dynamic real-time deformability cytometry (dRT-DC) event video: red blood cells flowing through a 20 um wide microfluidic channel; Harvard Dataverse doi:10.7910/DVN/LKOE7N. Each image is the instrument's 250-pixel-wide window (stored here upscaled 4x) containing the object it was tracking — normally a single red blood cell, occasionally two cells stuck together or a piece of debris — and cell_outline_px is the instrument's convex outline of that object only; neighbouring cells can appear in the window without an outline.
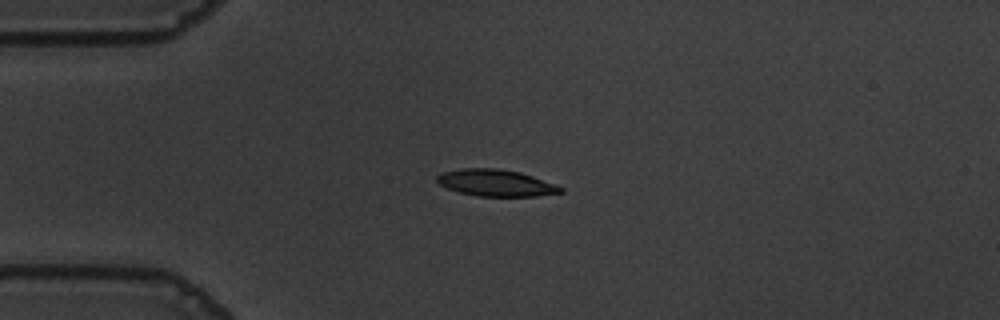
{"species": "common noctule bat (a hibernating species)", "species_latin": "Nyctalus noctula", "temperature_condition": "warm", "stored_images_in_passage": 43, "camera_frame_rate_fps": 3000, "um_per_image_px": 0.085, "animal": {"sex": "male", "body_mass_g": 19.5, "forearm_length_mm": 54.6}, "frame": {"image": 1, "passage_image": 1, "time_ms": 0.0, "image_size_px": [1000, 320], "cell_outline_px": [[564, 192], [536, 196], [476, 196], [460, 192], [448, 188], [440, 184], [436, 180], [436, 176], [440, 172], [460, 168], [496, 168], [520, 172], [556, 184], [564, 188]], "centroid_in_image_um": [42.14, 15.54], "position_along_channel_um": 42.9, "area_um2": 19.31}}
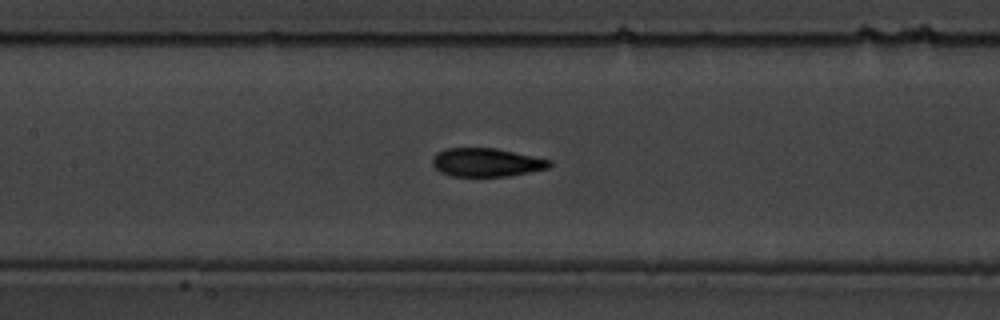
{"frame": {"image": 2, "passage_image": 13, "time_ms": 4.0, "image_size_px": [1000, 320], "cell_outline_px": [[552, 164], [548, 168], [508, 176], [452, 176], [440, 172], [432, 164], [432, 156], [436, 152], [444, 148], [496, 148], [552, 160]], "centroid_in_image_um": [41.32, 13.79], "position_along_channel_um": 166.1, "area_um2": 19.48}}
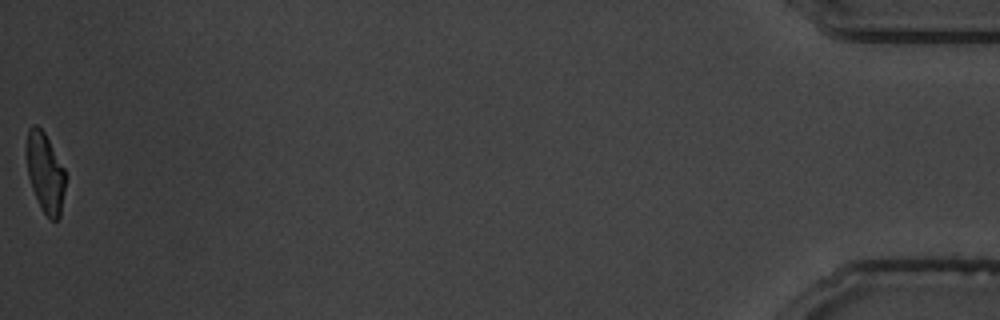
{"frame": {"image": 3, "passage_image": 43, "time_ms": 14.0, "image_size_px": [1000, 320], "cell_outline_px": [[68, 176], [60, 216], [56, 220], [52, 220], [44, 212], [32, 188], [28, 176], [28, 128], [32, 124], [36, 124], [44, 132], [64, 168]], "centroid_in_image_um": [3.9, 14.69], "position_along_channel_um": 431.3, "area_um2": 17.8}, "authors_computed_cell_mechanics": {"area_um2": 19.7098, "velocity_mm_per_s": 3.6321, "shape_relaxation_time_tau1_ms": 3.1679, "shape_relaxation_time_tau2_ms": 0.7729, "deformation_change_tau1": 0.1696, "deformation_change_tau2": 0.0631}}